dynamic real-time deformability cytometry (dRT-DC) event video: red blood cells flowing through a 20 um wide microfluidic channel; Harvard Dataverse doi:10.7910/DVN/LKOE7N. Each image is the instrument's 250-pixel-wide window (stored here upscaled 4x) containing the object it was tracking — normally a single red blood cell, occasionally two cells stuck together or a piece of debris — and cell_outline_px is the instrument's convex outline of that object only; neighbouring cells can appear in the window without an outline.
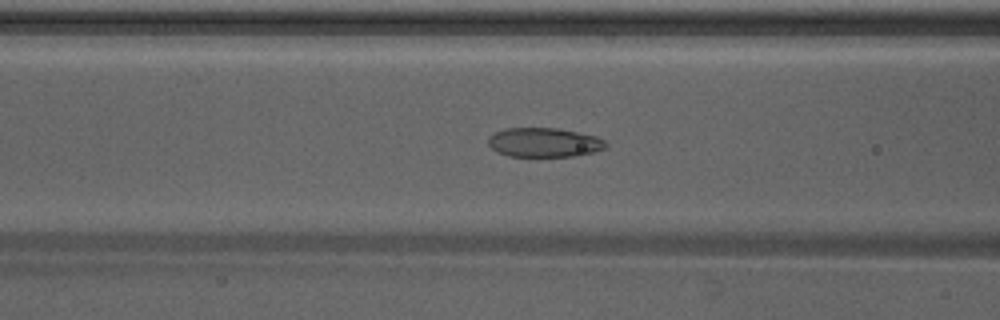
{"species": "Egyptian fruit bat (a non-hibernating species)", "species_latin": "Rousettus aegyptiacus", "temperature_condition": "warm", "stored_images_in_passage": 47, "camera_frame_rate_fps": 3000, "um_per_image_px": 0.085, "animal": {"sex": "male"}, "frame": {"image": 1, "passage_image": 19, "time_ms": 6.0, "image_size_px": [1000, 320], "cell_outline_px": [[608, 144], [604, 148], [592, 152], [576, 156], [508, 156], [496, 152], [488, 144], [488, 136], [504, 128], [556, 128], [596, 136], [604, 140]], "centroid_in_image_um": [46.21, 12.11], "position_along_channel_um": 120.4, "area_um2": 20.0}}
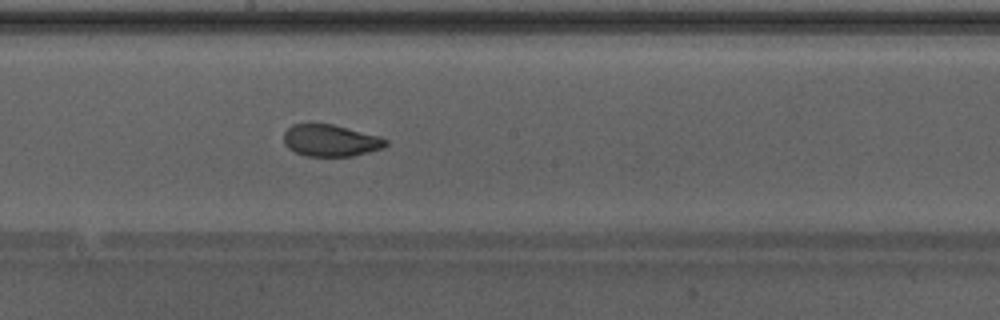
{"frame": {"image": 2, "passage_image": 26, "time_ms": 8.333, "image_size_px": [1000, 320], "cell_outline_px": [[388, 144], [384, 148], [352, 156], [304, 156], [288, 148], [284, 144], [284, 132], [292, 124], [332, 124], [380, 136], [388, 140]], "centroid_in_image_um": [28.11, 11.95], "position_along_channel_um": 220.1, "area_um2": 18.96}}
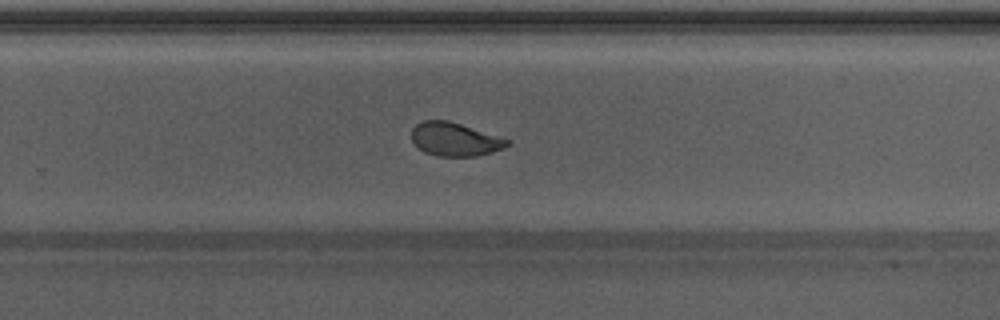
{"frame": {"image": 3, "passage_image": 31, "time_ms": 10.0, "image_size_px": [1000, 320], "cell_outline_px": [[512, 144], [504, 148], [492, 152], [476, 156], [436, 156], [424, 152], [412, 140], [412, 128], [416, 124], [424, 120], [448, 120], [512, 140]], "centroid_in_image_um": [38.7, 11.84], "position_along_channel_um": 291.1, "area_um2": 18.73}, "authors_computed_cell_mechanics": {"area_um2": 20.7502, "velocity_mm_per_s": 4.2842, "shape_relaxation_time_tau1_ms": null, "shape_relaxation_time_tau2_ms": 0.9909, "deformation_change_tau1": null, "deformation_change_tau2": 0.0703}}